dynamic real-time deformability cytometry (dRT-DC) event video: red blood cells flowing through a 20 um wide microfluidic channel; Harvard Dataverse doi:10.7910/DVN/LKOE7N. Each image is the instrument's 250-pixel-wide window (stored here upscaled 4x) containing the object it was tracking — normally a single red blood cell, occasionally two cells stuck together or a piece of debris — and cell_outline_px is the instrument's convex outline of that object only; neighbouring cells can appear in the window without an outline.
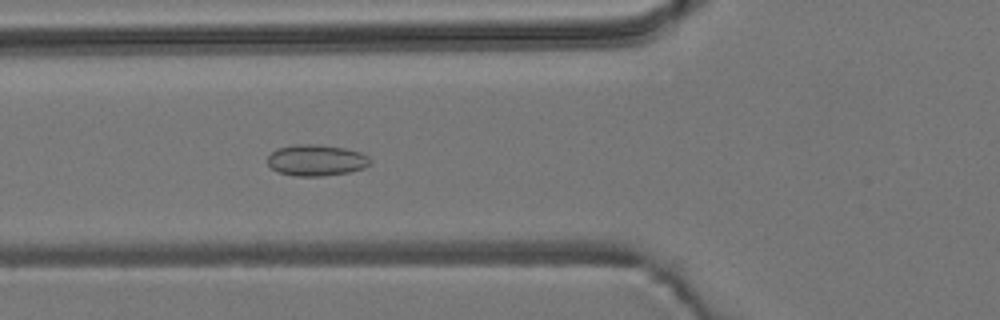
{"species": "common noctule bat (a hibernating species)", "species_latin": "Nyctalus noctula", "temperature_condition": "room temperature", "stored_images_in_passage": 34, "camera_frame_rate_fps": 3000, "um_per_image_px": 0.085, "animal": {"sex": "male", "body_mass_g": 19.2, "forearm_length_mm": 51.8}, "frame": {"image": 1, "passage_image": 9, "time_ms": 2.667, "image_size_px": [1000, 320], "cell_outline_px": [[372, 160], [364, 168], [348, 172], [320, 176], [292, 176], [280, 172], [272, 168], [268, 164], [268, 156], [276, 148], [292, 144], [312, 144], [344, 148], [360, 152], [368, 156]], "centroid_in_image_um": [26.86, 13.61], "position_along_channel_um": 98.9, "area_um2": 18.61}}
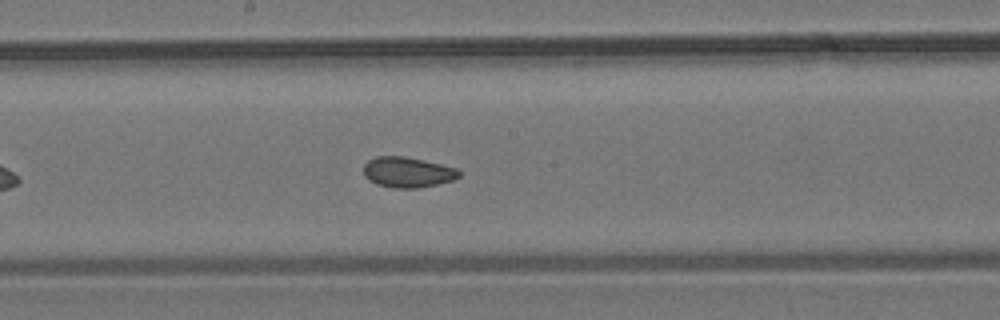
{"frame": {"image": 2, "passage_image": 18, "time_ms": 5.667, "image_size_px": [1000, 320], "cell_outline_px": [[460, 176], [452, 180], [420, 188], [392, 188], [376, 184], [368, 180], [364, 176], [364, 164], [368, 160], [376, 156], [404, 156], [440, 164], [456, 168], [460, 172]], "centroid_in_image_um": [34.6, 14.64], "position_along_channel_um": 213.6, "area_um2": 16.94}}
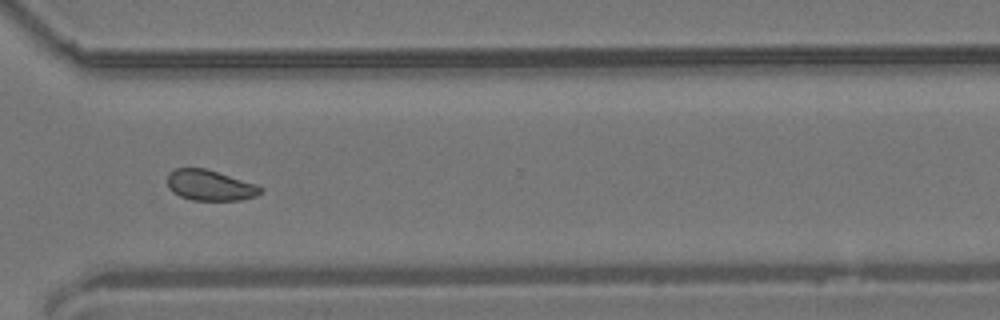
{"frame": {"image": 3, "passage_image": 29, "time_ms": 9.333, "image_size_px": [1000, 320], "cell_outline_px": [[264, 188], [256, 196], [240, 200], [192, 200], [180, 196], [172, 192], [168, 188], [168, 172], [176, 168], [204, 168], [256, 184]], "centroid_in_image_um": [17.82, 15.75], "position_along_channel_um": 352.8, "area_um2": 16.53}, "authors_computed_cell_mechanics": {"area_um2": 17.0799, "velocity_mm_per_s": 3.8118, "shape_relaxation_time_tau1_ms": null, "shape_relaxation_time_tau2_ms": 1.8549, "deformation_change_tau1": null, "deformation_change_tau2": 0.0657}}